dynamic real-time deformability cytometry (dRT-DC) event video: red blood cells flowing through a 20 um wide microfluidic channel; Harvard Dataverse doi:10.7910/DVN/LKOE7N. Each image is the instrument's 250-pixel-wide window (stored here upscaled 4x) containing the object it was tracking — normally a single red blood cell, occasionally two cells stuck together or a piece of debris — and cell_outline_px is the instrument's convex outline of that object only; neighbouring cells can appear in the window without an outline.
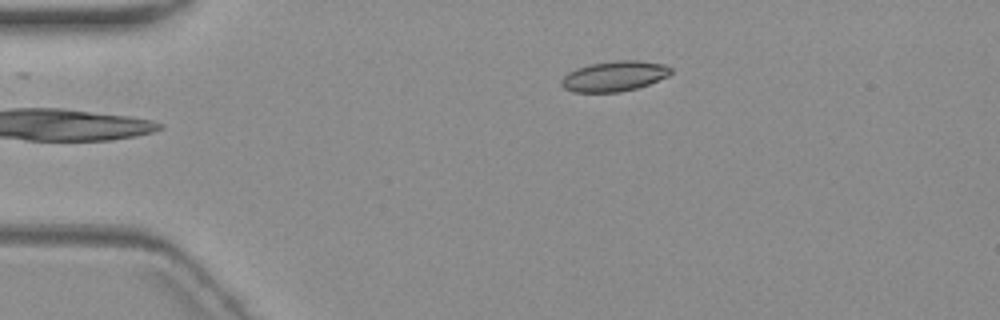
{"species": "common noctule bat (a hibernating species)", "species_latin": "Nyctalus noctula", "temperature_condition": "warm", "stored_images_in_passage": 3, "camera_frame_rate_fps": 3000, "um_per_image_px": 0.085, "animal": {"sex": "female", "body_mass_g": 19.3, "forearm_length_mm": 54.1}, "frame": {"image": 1, "passage_image": 3, "time_ms": 2.333, "image_size_px": [1000, 320], "cell_outline_px": [[672, 72], [668, 76], [648, 84], [636, 88], [620, 92], [572, 92], [564, 88], [560, 84], [560, 80], [568, 72], [576, 68], [592, 64], [616, 60], [636, 60], [664, 64], [672, 68]], "centroid_in_image_um": [52.2, 6.47], "position_along_channel_um": 32.8, "area_um2": 19.31}}